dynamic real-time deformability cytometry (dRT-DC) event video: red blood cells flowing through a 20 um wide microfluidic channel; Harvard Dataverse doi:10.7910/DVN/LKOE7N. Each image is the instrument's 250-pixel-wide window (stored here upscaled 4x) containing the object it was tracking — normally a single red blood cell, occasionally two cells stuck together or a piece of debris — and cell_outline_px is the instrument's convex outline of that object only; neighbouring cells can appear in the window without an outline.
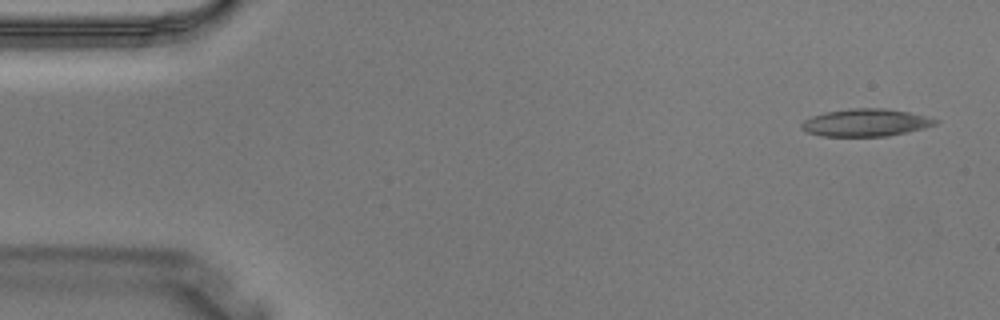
{"species": "Egyptian fruit bat (a non-hibernating species)", "species_latin": "Rousettus aegyptiacus", "temperature_condition": "warm", "stored_images_in_passage": 4, "camera_frame_rate_fps": 3000, "um_per_image_px": 0.085, "animal": {"sex": "male"}, "frame": {"image": 1, "passage_image": 1, "time_ms": 0.0, "image_size_px": [1000, 320], "cell_outline_px": [[940, 120], [936, 124], [924, 128], [888, 136], [820, 136], [808, 132], [800, 128], [800, 124], [804, 120], [812, 116], [824, 112], [848, 108], [888, 108], [908, 112]], "centroid_in_image_um": [73.55, 10.41], "position_along_channel_um": 11.4, "area_um2": 21.5}}